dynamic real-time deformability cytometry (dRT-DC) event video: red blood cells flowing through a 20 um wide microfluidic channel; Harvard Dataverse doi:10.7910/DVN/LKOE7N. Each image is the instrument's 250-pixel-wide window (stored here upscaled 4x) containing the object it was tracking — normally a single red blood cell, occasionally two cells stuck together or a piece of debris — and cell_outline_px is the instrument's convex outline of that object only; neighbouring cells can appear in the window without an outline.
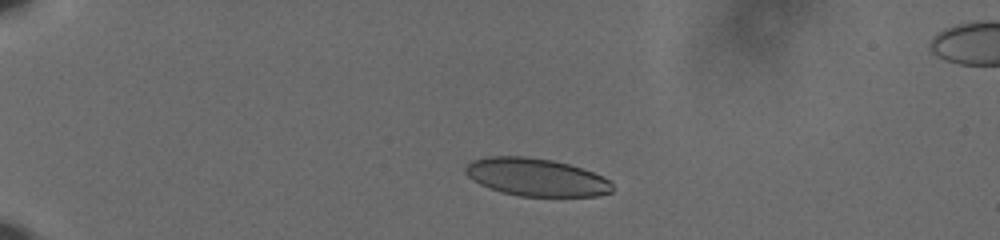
{"species": "human", "species_latin": "Homo sapiens", "temperature_condition": "cold", "stored_images_in_passage": 45, "camera_frame_rate_fps": 3000, "um_per_image_px": 0.085, "donor": {"sex": "male"}, "frame": {"image": 1, "passage_image": 1, "time_ms": 0.0, "image_size_px": [1000, 240], "cell_outline_px": [[612, 192], [596, 196], [520, 196], [500, 192], [488, 188], [472, 180], [464, 172], [464, 168], [472, 160], [488, 156], [524, 156], [552, 160], [568, 164], [592, 172], [608, 180], [612, 184]], "centroid_in_image_um": [45.52, 15.06], "position_along_channel_um": 39.5, "area_um2": 32.25}}
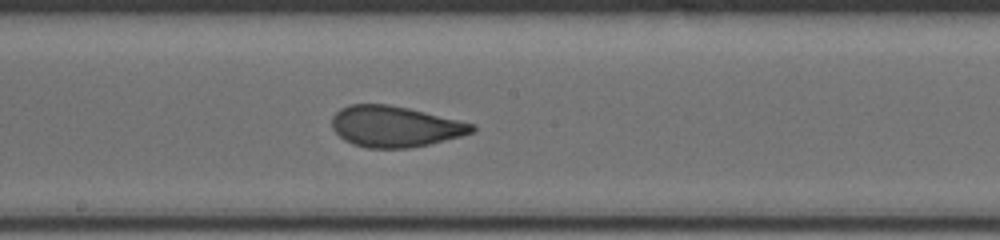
{"frame": {"image": 2, "passage_image": 21, "time_ms": 6.667, "image_size_px": [1000, 240], "cell_outline_px": [[476, 128], [472, 132], [460, 136], [428, 144], [408, 148], [368, 148], [352, 144], [344, 140], [332, 128], [332, 116], [340, 108], [348, 104], [388, 104], [408, 108], [476, 124]], "centroid_in_image_um": [33.54, 10.74], "position_along_channel_um": 214.7, "area_um2": 33.35}}
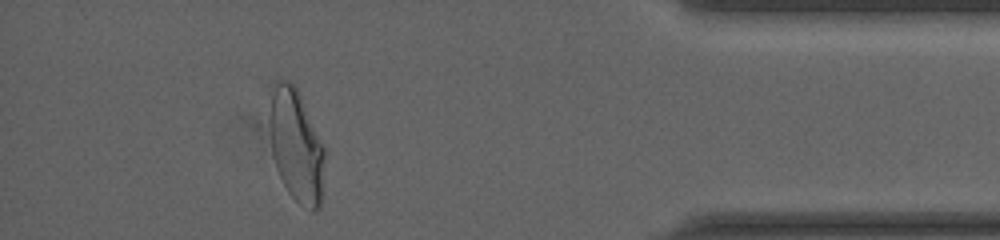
{"frame": {"image": 3, "passage_image": 40, "time_ms": 13.0, "image_size_px": [1000, 240], "cell_outline_px": [[328, 152], [320, 208], [316, 212], [312, 212], [300, 204], [288, 192], [276, 168], [272, 152], [272, 96], [276, 80], [288, 80], [296, 88]], "centroid_in_image_um": [25.28, 12.5], "position_along_channel_um": 409.9, "area_um2": 35.95}, "authors_computed_cell_mechanics": {"area_um2": 33.8708, "velocity_mm_per_s": 3.6305, "shape_relaxation_time_tau1_ms": 5.0237, "shape_relaxation_time_tau2_ms": 0.9449, "deformation_change_tau1": 0.1563, "deformation_change_tau2": 0.0477}}